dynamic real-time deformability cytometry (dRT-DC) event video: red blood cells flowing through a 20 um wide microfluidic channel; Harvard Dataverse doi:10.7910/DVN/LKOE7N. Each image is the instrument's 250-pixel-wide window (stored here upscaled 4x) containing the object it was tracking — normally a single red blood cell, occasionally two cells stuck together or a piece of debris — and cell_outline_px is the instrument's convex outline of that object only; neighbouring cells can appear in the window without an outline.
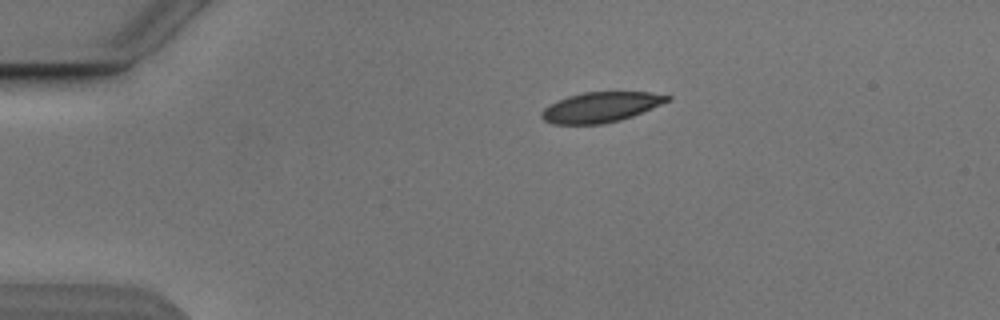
{"species": "Egyptian fruit bat (a non-hibernating species)", "species_latin": "Rousettus aegyptiacus", "temperature_condition": "cold", "stored_images_in_passage": 3, "camera_frame_rate_fps": 3000, "um_per_image_px": 0.085, "animal": {"sex": "male"}, "frame": {"image": 1, "passage_image": 1, "time_ms": 0.0, "image_size_px": [1000, 320], "cell_outline_px": [[672, 100], [632, 116], [620, 120], [604, 124], [552, 124], [544, 120], [540, 116], [540, 112], [544, 108], [556, 100], [568, 96], [584, 92], [648, 92], [672, 96]], "centroid_in_image_um": [51.05, 9.11], "position_along_channel_um": 33.9, "area_um2": 22.2}}
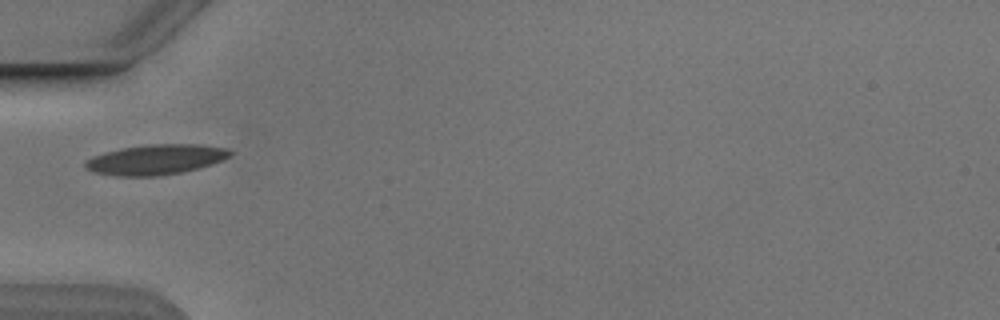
{"frame": {"image": 2, "passage_image": 3, "time_ms": 2.333, "image_size_px": [1000, 320], "cell_outline_px": [[232, 152], [228, 156], [212, 164], [200, 168], [180, 172], [156, 176], [116, 176], [92, 172], [84, 168], [84, 160], [92, 156], [104, 152], [124, 148], [148, 144], [200, 144], [228, 148]], "centroid_in_image_um": [13.19, 13.56], "position_along_channel_um": 71.8, "area_um2": 25.49}}